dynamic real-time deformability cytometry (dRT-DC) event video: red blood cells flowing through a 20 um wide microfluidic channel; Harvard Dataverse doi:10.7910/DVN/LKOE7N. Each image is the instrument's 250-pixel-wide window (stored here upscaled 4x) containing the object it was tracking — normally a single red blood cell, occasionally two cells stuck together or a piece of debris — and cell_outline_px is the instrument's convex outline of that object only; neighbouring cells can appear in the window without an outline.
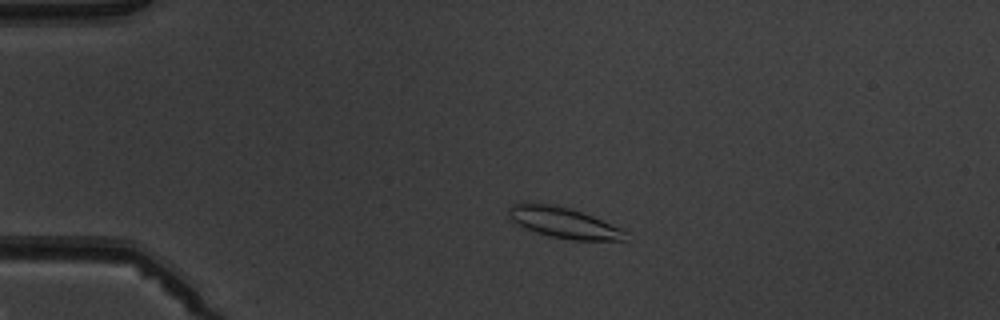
{"species": "common noctule bat (a hibernating species)", "species_latin": "Nyctalus noctula", "temperature_condition": "warm", "stored_images_in_passage": 4, "camera_frame_rate_fps": 3000, "um_per_image_px": 0.085, "animal": {"sex": "male", "body_mass_g": 19.5, "forearm_length_mm": 54.6}, "frame": {"image": 1, "passage_image": 2, "time_ms": 1.333, "image_size_px": [1000, 320], "cell_outline_px": [[628, 232], [624, 240], [572, 240], [548, 236], [536, 232], [516, 224], [508, 216], [508, 208], [512, 204], [552, 204], [568, 208], [592, 216], [620, 228]], "centroid_in_image_um": [47.9, 18.94], "position_along_channel_um": 37.1, "area_um2": 20.52}}
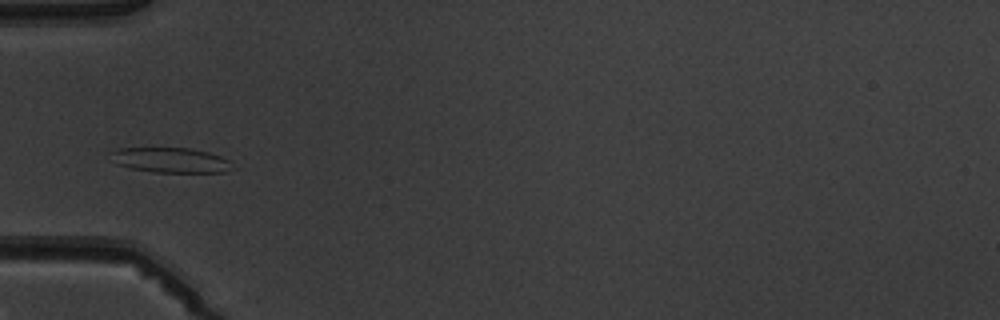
{"frame": {"image": 2, "passage_image": 3, "time_ms": 3.333, "image_size_px": [1000, 320], "cell_outline_px": [[236, 168], [224, 172], [152, 172], [132, 168], [116, 164], [108, 152], [116, 148], [192, 148], [208, 152], [232, 160]], "centroid_in_image_um": [14.54, 13.61], "position_along_channel_um": 70.5, "area_um2": 18.03}}